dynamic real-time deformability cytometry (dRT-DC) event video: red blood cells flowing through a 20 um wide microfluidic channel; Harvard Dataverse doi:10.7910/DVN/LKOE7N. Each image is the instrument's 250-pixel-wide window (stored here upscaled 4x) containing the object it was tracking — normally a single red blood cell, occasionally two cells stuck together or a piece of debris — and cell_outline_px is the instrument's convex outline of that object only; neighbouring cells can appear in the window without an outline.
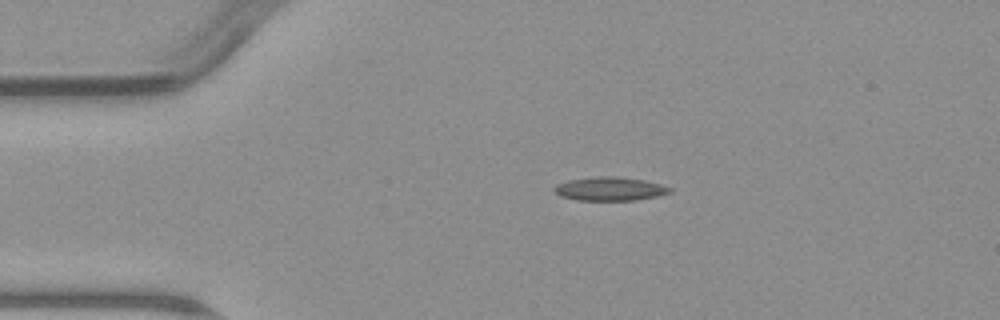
{"species": "common noctule bat (a hibernating species)", "species_latin": "Nyctalus noctula", "temperature_condition": "warm", "stored_images_in_passage": 3, "camera_frame_rate_fps": 3000, "um_per_image_px": 0.085, "animal": {"sex": "male", "body_mass_g": 23.1, "forearm_length_mm": 52.7}, "frame": {"image": 1, "passage_image": 2, "time_ms": 1.0, "image_size_px": [1000, 320], "cell_outline_px": [[672, 192], [656, 196], [636, 200], [576, 200], [560, 196], [552, 188], [556, 184], [568, 180], [600, 176], [616, 176], [644, 180], [660, 184], [672, 188]], "centroid_in_image_um": [51.82, 16.05], "position_along_channel_um": 33.2, "area_um2": 15.9}}